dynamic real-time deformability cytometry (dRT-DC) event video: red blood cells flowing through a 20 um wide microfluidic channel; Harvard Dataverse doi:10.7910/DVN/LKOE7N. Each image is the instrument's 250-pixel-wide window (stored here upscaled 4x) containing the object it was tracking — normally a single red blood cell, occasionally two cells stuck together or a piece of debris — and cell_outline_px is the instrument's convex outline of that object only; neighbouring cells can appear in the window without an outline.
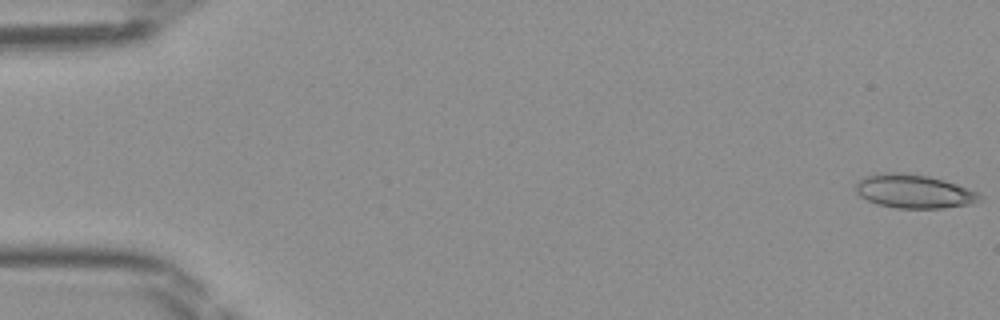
{"species": "Egyptian fruit bat (a non-hibernating species)", "species_latin": "Rousettus aegyptiacus", "temperature_condition": "room temperature", "stored_images_in_passage": 48, "camera_frame_rate_fps": 3000, "um_per_image_px": 0.085, "frame": {"image": 1, "passage_image": 1, "time_ms": 0.0, "image_size_px": [1000, 320], "cell_outline_px": [[984, 196], [980, 200], [968, 204], [944, 208], [896, 208], [876, 204], [860, 196], [856, 192], [856, 184], [864, 176], [876, 172], [896, 172], [928, 176], [944, 180], [980, 192]], "centroid_in_image_um": [77.68, 16.26], "position_along_channel_um": 7.3, "area_um2": 24.45}}
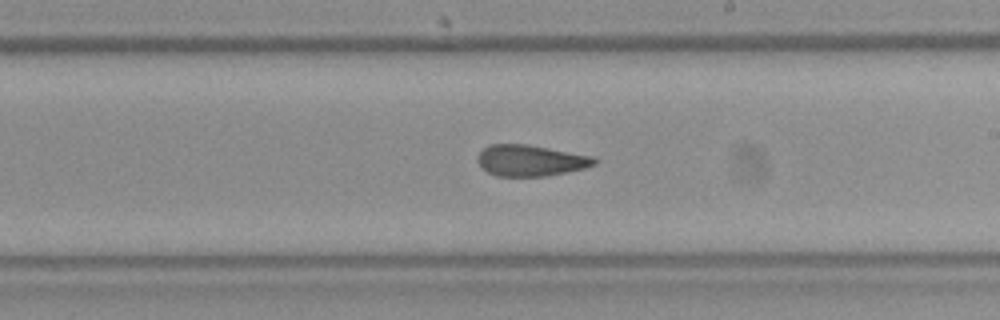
{"frame": {"image": 2, "passage_image": 28, "time_ms": 9.0, "image_size_px": [1000, 320], "cell_outline_px": [[600, 160], [596, 164], [584, 168], [544, 176], [496, 176], [488, 172], [476, 160], [476, 156], [484, 148], [492, 144], [528, 144], [596, 156]], "centroid_in_image_um": [45.14, 13.63], "position_along_channel_um": 243.9, "area_um2": 21.33}}
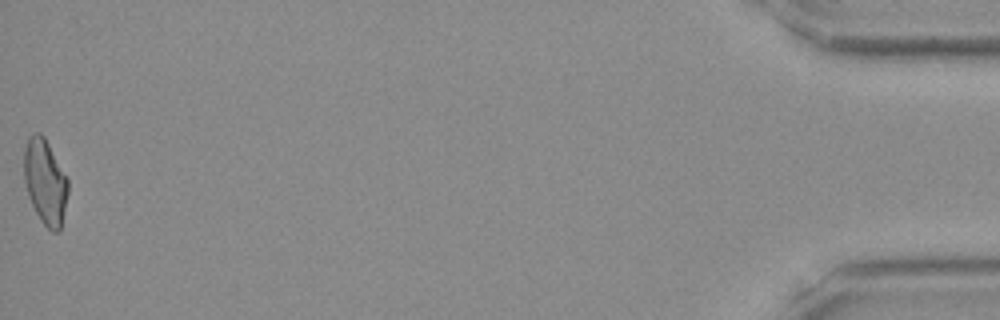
{"frame": {"image": 3, "passage_image": 48, "time_ms": 15.667, "image_size_px": [1000, 320], "cell_outline_px": [[68, 192], [60, 232], [52, 232], [40, 220], [28, 196], [24, 180], [24, 148], [28, 136], [36, 132], [40, 132], [44, 136], [68, 180]], "centroid_in_image_um": [3.83, 15.45], "position_along_channel_um": 431.4, "area_um2": 21.79}}